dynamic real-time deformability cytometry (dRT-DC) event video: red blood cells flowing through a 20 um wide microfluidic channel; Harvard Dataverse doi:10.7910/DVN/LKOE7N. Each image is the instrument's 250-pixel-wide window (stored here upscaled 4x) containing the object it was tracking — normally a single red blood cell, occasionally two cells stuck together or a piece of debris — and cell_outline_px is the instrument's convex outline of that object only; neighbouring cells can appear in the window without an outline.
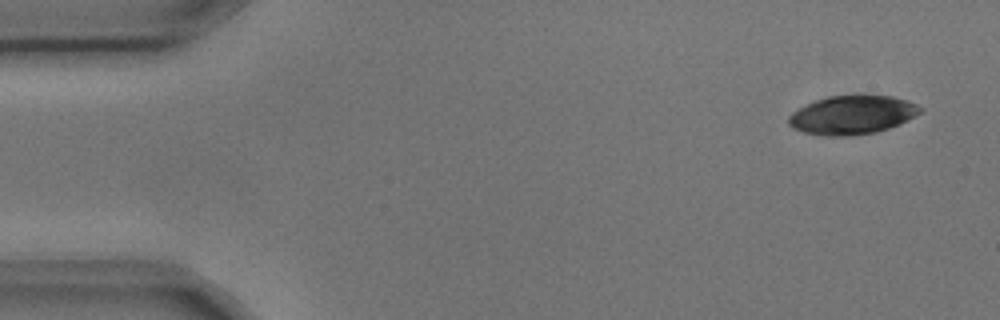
{"species": "common noctule bat (a hibernating species)", "species_latin": "Nyctalus noctula", "temperature_condition": "cold", "stored_images_in_passage": 4, "camera_frame_rate_fps": 3000, "um_per_image_px": 0.085, "animal": {"sex": "male", "body_mass_g": 17.9, "forearm_length_mm": 54.2}, "frame": {"image": 1, "passage_image": 1, "time_ms": 0.0, "image_size_px": [1000, 320], "cell_outline_px": [[924, 108], [920, 112], [900, 124], [876, 132], [848, 136], [824, 136], [804, 132], [792, 128], [788, 124], [788, 116], [792, 112], [816, 100], [828, 96], [856, 92], [892, 96], [908, 100]], "centroid_in_image_um": [72.45, 9.73], "position_along_channel_um": 12.6, "area_um2": 30.4}}
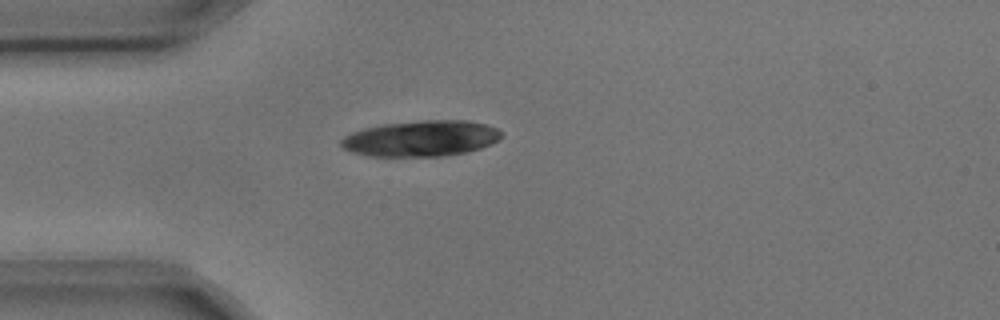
{"frame": {"image": 2, "passage_image": 4, "time_ms": 1.0, "image_size_px": [1000, 320], "cell_outline_px": [[504, 136], [500, 140], [492, 144], [468, 152], [444, 156], [368, 156], [352, 152], [344, 148], [340, 144], [340, 140], [344, 136], [352, 132], [364, 128], [384, 124], [424, 120], [468, 120], [488, 124], [504, 132]], "centroid_in_image_um": [35.85, 11.76], "position_along_channel_um": 49.1, "area_um2": 33.87}}